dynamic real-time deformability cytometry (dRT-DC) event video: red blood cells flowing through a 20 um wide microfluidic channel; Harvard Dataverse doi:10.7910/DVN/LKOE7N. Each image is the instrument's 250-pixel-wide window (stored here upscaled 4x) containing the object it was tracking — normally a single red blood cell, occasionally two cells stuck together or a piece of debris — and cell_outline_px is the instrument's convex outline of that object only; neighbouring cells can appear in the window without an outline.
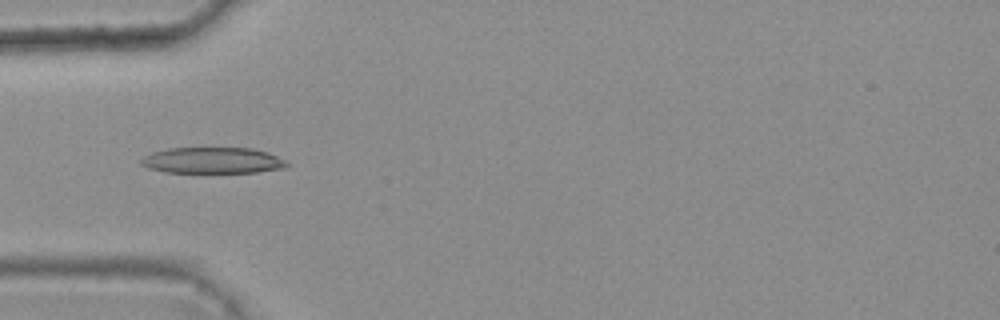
{"species": "common noctule bat (a hibernating species)", "species_latin": "Nyctalus noctula", "temperature_condition": "warm", "stored_images_in_passage": 7, "camera_frame_rate_fps": 3000, "um_per_image_px": 0.085, "animal": {"sex": "female", "body_mass_g": 25.1}, "frame": {"image": 1, "passage_image": 5, "time_ms": 1.333, "image_size_px": [1000, 320], "cell_outline_px": [[288, 164], [284, 168], [256, 172], [164, 172], [148, 168], [140, 164], [140, 160], [144, 156], [152, 152], [168, 148], [252, 148], [268, 152], [288, 160]], "centroid_in_image_um": [18.08, 13.63], "position_along_channel_um": 66.9, "area_um2": 22.25}}
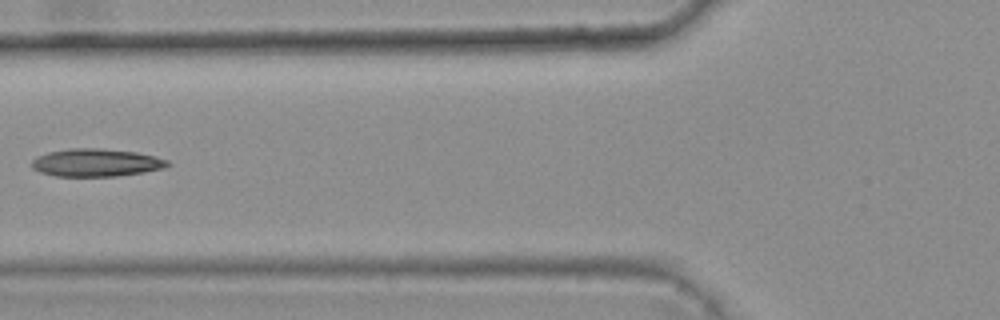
{"frame": {"image": 2, "passage_image": 6, "time_ms": 1.667, "image_size_px": [1000, 320], "cell_outline_px": [[172, 164], [164, 168], [116, 176], [56, 176], [40, 172], [32, 168], [32, 160], [36, 156], [48, 152], [68, 148], [100, 148], [136, 152], [168, 160]], "centroid_in_image_um": [8.14, 13.82], "position_along_channel_um": 117.7, "area_um2": 21.91}}
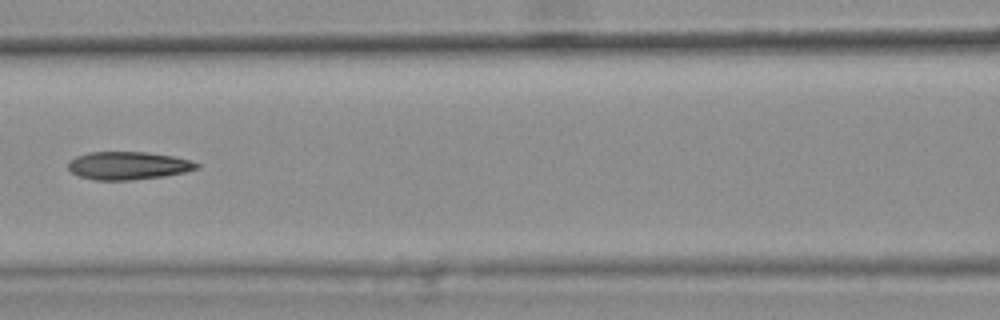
{"frame": {"image": 3, "passage_image": 7, "time_ms": 2.0, "image_size_px": [1000, 320], "cell_outline_px": [[200, 168], [184, 172], [164, 176], [132, 180], [96, 180], [80, 176], [72, 172], [68, 168], [68, 160], [76, 156], [88, 152], [144, 152], [172, 156], [192, 160], [200, 164]], "centroid_in_image_um": [10.9, 14.07], "position_along_channel_um": 155.7, "area_um2": 20.98}}